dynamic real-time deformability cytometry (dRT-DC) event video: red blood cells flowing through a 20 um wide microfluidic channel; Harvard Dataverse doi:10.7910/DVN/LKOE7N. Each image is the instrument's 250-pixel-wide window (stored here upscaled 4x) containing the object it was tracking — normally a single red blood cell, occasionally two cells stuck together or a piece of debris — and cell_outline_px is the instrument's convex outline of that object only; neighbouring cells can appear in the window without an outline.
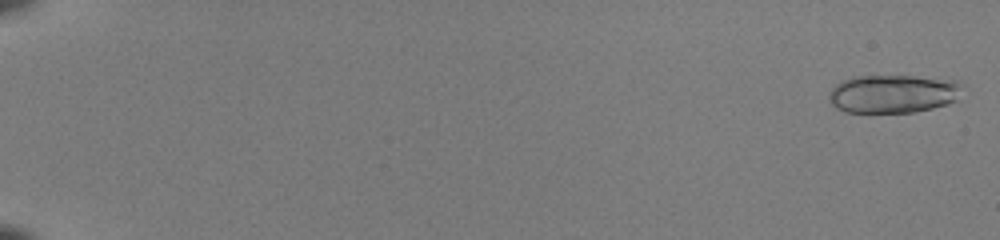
{"species": "common noctule bat (a hibernating species)", "species_latin": "Nyctalus noctula", "temperature_condition": "room temperature", "stored_images_in_passage": 24, "camera_frame_rate_fps": 3000, "um_per_image_px": 0.085, "animal": {"sex": "female", "body_mass_g": 22.0, "forearm_length_mm": 56.7}, "frame": {"image": 1, "passage_image": 1, "time_ms": 0.0, "image_size_px": [1000, 240], "cell_outline_px": [[964, 84], [956, 100], [948, 104], [932, 108], [912, 112], [844, 112], [836, 108], [828, 100], [828, 92], [836, 84], [852, 76], [916, 76], [956, 80]], "centroid_in_image_um": [75.91, 7.96], "position_along_channel_um": 9.1, "area_um2": 30.0}}
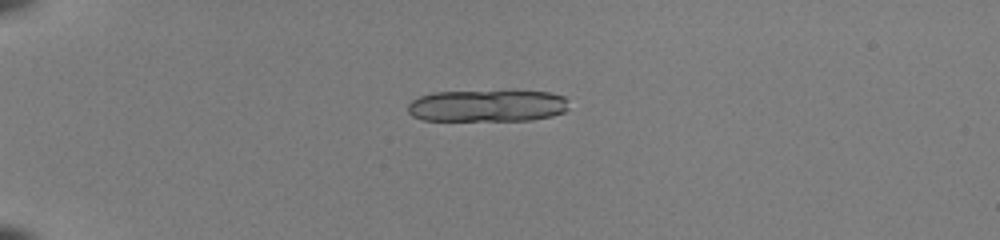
{"frame": {"image": 2, "passage_image": 15, "time_ms": 4.667, "image_size_px": [1000, 240], "cell_outline_px": [[568, 108], [564, 112], [552, 116], [532, 120], [424, 120], [412, 116], [408, 112], [408, 104], [412, 100], [420, 96], [432, 92], [512, 88], [548, 92], [564, 96]], "centroid_in_image_um": [41.44, 8.93], "position_along_channel_um": 43.6, "area_um2": 31.27}}